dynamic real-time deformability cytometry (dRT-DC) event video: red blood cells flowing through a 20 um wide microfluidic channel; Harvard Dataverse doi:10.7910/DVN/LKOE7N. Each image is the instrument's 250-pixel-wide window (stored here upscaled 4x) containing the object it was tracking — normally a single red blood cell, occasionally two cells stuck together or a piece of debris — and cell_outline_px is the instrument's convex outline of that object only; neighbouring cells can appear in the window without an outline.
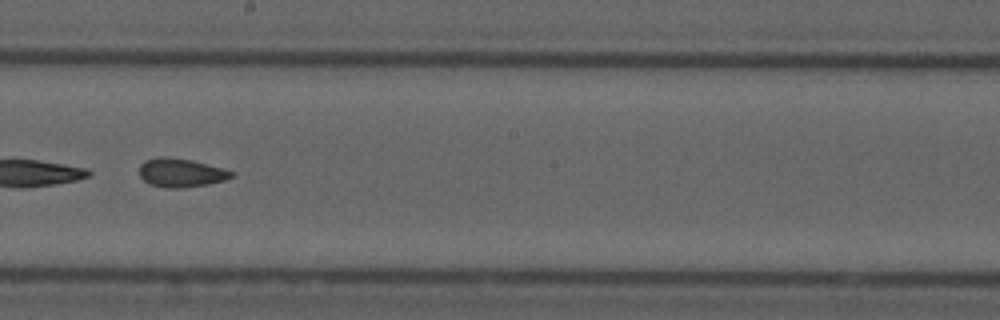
{"species": "common noctule bat (a hibernating species)", "species_latin": "Nyctalus noctula", "temperature_condition": "cold", "stored_images_in_passage": 30, "segment_of_instrument_passage": [2, 2], "camera_frame_rate_fps": 3000, "um_per_image_px": 0.085, "animal": {"sex": "male", "forearm_length_mm": 52.5}, "frame": {"image": 1, "passage_image": 26, "time_ms": 8.333, "image_size_px": [1000, 320], "cell_outline_px": [[236, 172], [232, 176], [224, 180], [208, 184], [180, 188], [168, 188], [148, 184], [140, 176], [140, 164], [144, 160], [160, 156], [164, 156], [192, 160]], "centroid_in_image_um": [15.35, 14.68], "position_along_channel_um": 232.8, "area_um2": 15.37}}